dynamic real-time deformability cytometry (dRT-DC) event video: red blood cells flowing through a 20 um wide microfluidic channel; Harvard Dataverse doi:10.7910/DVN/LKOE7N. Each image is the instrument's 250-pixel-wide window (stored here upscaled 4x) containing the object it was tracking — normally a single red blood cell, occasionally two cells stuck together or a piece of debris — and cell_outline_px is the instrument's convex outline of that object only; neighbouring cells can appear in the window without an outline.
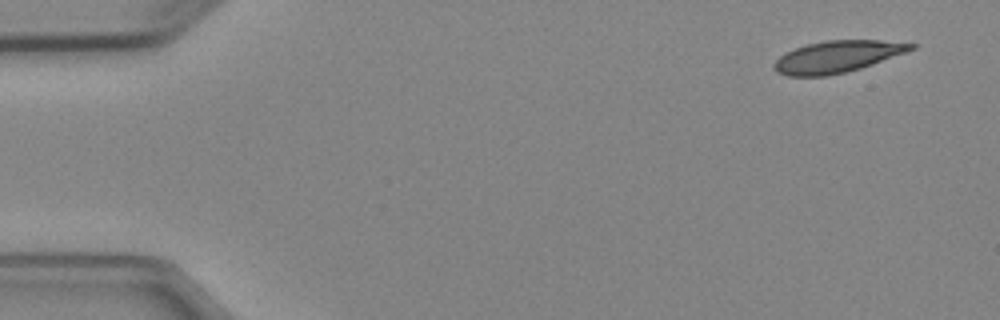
{"species": "Egyptian fruit bat (a non-hibernating species)", "species_latin": "Rousettus aegyptiacus", "temperature_condition": "cold", "stored_images_in_passage": 4, "camera_frame_rate_fps": 3000, "um_per_image_px": 0.085, "animal": {"sex": "female"}, "frame": {"image": 1, "passage_image": 1, "time_ms": 0.0, "image_size_px": [1000, 320], "cell_outline_px": [[916, 48], [872, 64], [860, 68], [828, 76], [788, 76], [776, 72], [772, 68], [772, 64], [780, 56], [796, 48], [808, 44], [824, 40], [880, 40], [916, 44]], "centroid_in_image_um": [71.13, 4.82], "position_along_channel_um": 13.9, "area_um2": 25.14}}
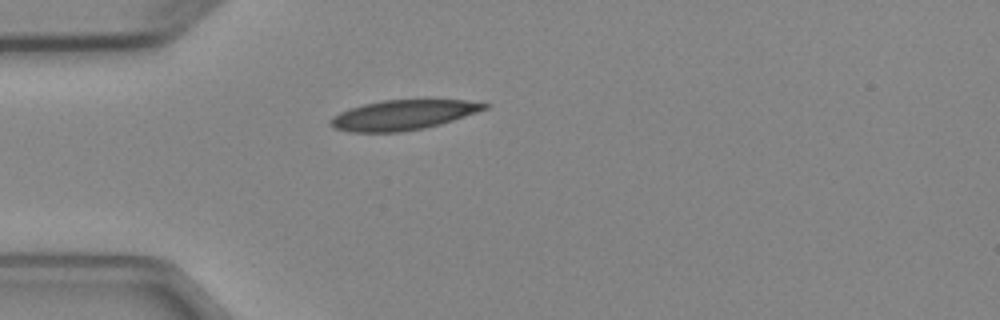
{"frame": {"image": 2, "passage_image": 4, "time_ms": 3.667, "image_size_px": [1000, 320], "cell_outline_px": [[492, 104], [488, 108], [440, 124], [424, 128], [400, 132], [348, 132], [332, 128], [328, 124], [328, 120], [332, 116], [340, 112], [364, 104], [384, 100], [428, 96], [464, 100]], "centroid_in_image_um": [34.29, 9.72], "position_along_channel_um": 50.7, "area_um2": 27.92}}